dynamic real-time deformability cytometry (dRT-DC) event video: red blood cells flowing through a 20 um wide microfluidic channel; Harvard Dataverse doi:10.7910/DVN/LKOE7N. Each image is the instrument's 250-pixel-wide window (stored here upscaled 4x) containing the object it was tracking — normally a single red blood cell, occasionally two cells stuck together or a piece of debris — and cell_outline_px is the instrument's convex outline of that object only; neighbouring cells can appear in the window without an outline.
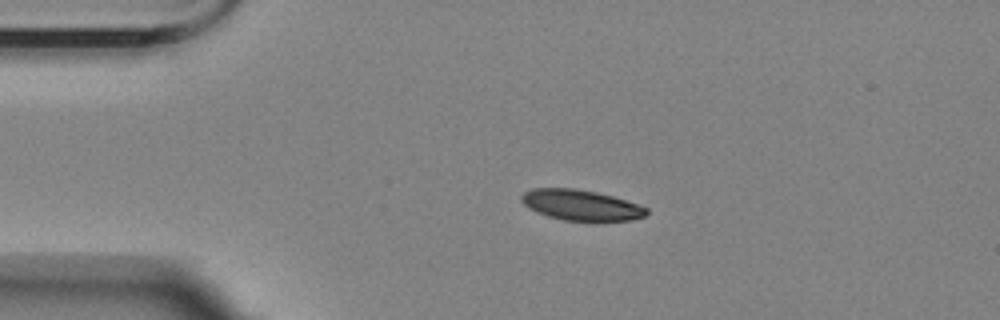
{"species": "Egyptian fruit bat (a non-hibernating species)", "species_latin": "Rousettus aegyptiacus", "temperature_condition": "room temperature", "stored_images_in_passage": 2, "camera_frame_rate_fps": 3000, "um_per_image_px": 0.085, "animal": {"sex": "female"}, "frame": {"image": 1, "passage_image": 1, "time_ms": 0.0, "image_size_px": [1000, 320], "cell_outline_px": [[648, 212], [644, 216], [632, 220], [564, 220], [548, 216], [536, 212], [528, 208], [520, 200], [520, 196], [524, 192], [532, 188], [576, 188], [596, 192], [612, 196], [648, 208]], "centroid_in_image_um": [49.33, 17.42], "position_along_channel_um": 35.7, "area_um2": 22.08}}